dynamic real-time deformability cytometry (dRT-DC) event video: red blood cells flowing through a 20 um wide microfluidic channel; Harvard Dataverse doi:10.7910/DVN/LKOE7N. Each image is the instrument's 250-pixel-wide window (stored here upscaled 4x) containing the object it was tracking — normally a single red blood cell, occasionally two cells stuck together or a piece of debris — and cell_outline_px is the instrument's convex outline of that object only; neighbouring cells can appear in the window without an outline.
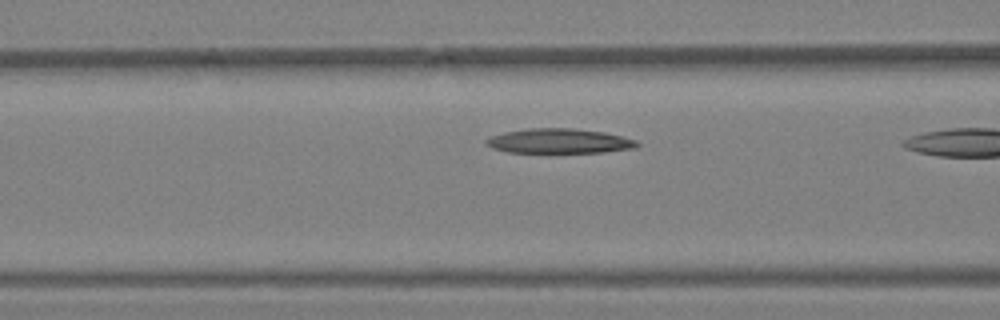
{"species": "Egyptian fruit bat (a non-hibernating species)", "species_latin": "Rousettus aegyptiacus", "temperature_condition": "warm", "stored_images_in_passage": 10, "camera_frame_rate_fps": 3000, "um_per_image_px": 0.085, "animal": {"sex": "female"}, "frame": {"image": 1, "passage_image": 9, "time_ms": 2.667, "image_size_px": [1000, 320], "cell_outline_px": [[640, 144], [636, 148], [604, 152], [508, 152], [492, 148], [484, 144], [484, 140], [492, 136], [504, 132], [528, 128], [572, 128], [604, 132], [636, 140]], "centroid_in_image_um": [47.51, 11.98], "position_along_channel_um": 119.1, "area_um2": 21.68}}